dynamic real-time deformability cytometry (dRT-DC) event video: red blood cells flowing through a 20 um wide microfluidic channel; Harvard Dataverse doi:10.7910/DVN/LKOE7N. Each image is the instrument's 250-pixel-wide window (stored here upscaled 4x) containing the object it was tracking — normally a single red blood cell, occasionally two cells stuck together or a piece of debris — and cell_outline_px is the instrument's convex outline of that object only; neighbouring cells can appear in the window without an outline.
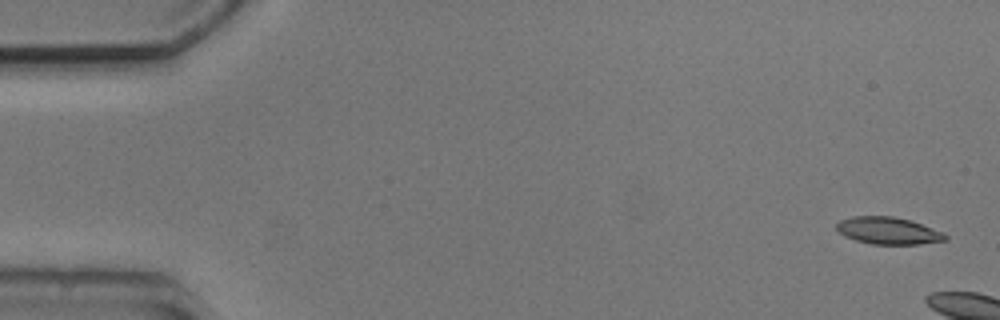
{"species": "common noctule bat (a hibernating species)", "species_latin": "Nyctalus noctula", "temperature_condition": "cold", "stored_images_in_passage": 3, "camera_frame_rate_fps": 3000, "um_per_image_px": 0.085, "animal": {"sex": "male", "body_mass_g": 20.5, "forearm_length_mm": 52.5}, "frame": {"image": 1, "passage_image": 1, "time_ms": 0.0, "image_size_px": [1000, 320], "cell_outline_px": [[948, 240], [920, 244], [872, 244], [856, 240], [844, 236], [836, 228], [836, 224], [840, 220], [852, 216], [892, 216], [912, 220], [944, 232], [948, 236]], "centroid_in_image_um": [75.54, 19.6], "position_along_channel_um": 9.5, "area_um2": 17.34}}